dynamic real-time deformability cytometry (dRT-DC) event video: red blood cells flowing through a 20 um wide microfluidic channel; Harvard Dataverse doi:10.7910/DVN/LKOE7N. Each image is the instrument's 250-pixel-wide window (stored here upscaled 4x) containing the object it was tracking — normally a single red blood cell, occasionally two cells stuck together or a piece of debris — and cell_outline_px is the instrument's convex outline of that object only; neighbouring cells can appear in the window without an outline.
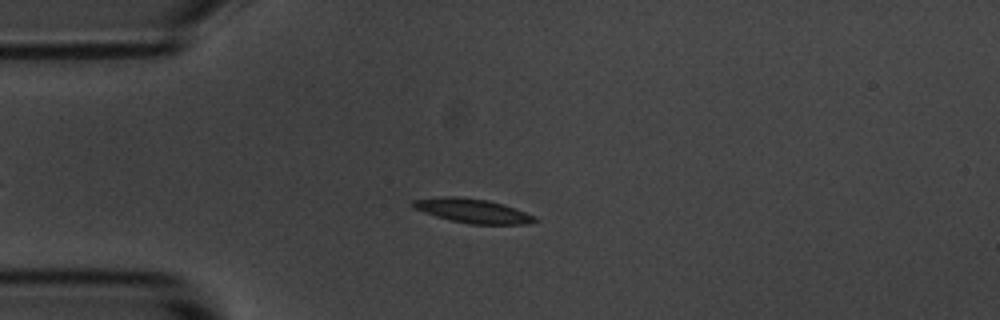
{"species": "common noctule bat (a hibernating species)", "species_latin": "Nyctalus noctula", "temperature_condition": "room temperature", "stored_images_in_passage": 4, "camera_frame_rate_fps": 3000, "um_per_image_px": 0.085, "animal": {"sex": "male", "body_mass_g": 20.1, "forearm_length_mm": 53.5}, "frame": {"image": 1, "passage_image": 3, "time_ms": 2.333, "image_size_px": [1000, 320], "cell_outline_px": [[540, 220], [528, 224], [468, 224], [436, 216], [412, 208], [408, 204], [412, 200], [444, 196], [456, 196], [488, 200], [536, 216]], "centroid_in_image_um": [40.13, 17.92], "position_along_channel_um": 44.9, "area_um2": 17.11}}